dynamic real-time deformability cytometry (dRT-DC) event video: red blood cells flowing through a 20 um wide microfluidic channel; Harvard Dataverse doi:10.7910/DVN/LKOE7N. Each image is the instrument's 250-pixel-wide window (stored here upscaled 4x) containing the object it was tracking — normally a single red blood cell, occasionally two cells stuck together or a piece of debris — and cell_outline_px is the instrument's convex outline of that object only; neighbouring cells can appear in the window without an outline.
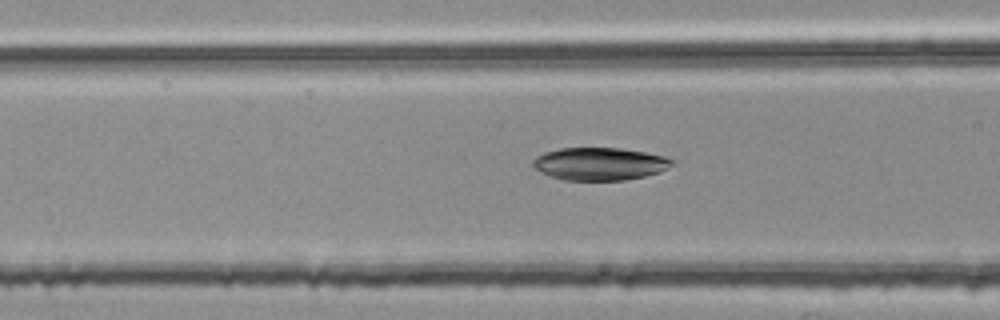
{"species": "common noctule bat (a hibernating species)", "species_latin": "Nyctalus noctula", "temperature_condition": "room temperature", "stored_images_in_passage": 44, "camera_frame_rate_fps": 3000, "um_per_image_px": 0.085, "animal": {"sex": "female", "body_mass_g": 25.1}, "frame": {"image": 1, "passage_image": 11, "time_ms": 3.333, "image_size_px": [1000, 320], "cell_outline_px": [[672, 164], [668, 168], [660, 172], [644, 176], [624, 180], [564, 180], [540, 172], [532, 164], [532, 160], [536, 156], [544, 152], [560, 148], [620, 148], [644, 152], [664, 156], [672, 160]], "centroid_in_image_um": [50.95, 13.92], "position_along_channel_um": 115.6, "area_um2": 26.36}}
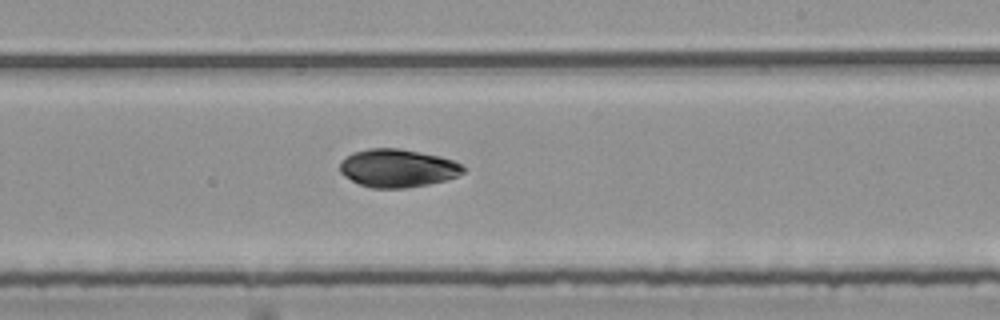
{"frame": {"image": 2, "passage_image": 22, "time_ms": 7.0, "image_size_px": [1000, 320], "cell_outline_px": [[464, 172], [456, 176], [444, 180], [428, 184], [404, 188], [372, 188], [360, 184], [344, 176], [340, 172], [340, 160], [344, 156], [352, 152], [368, 148], [400, 148], [440, 156], [452, 160], [460, 164], [464, 168]], "centroid_in_image_um": [33.75, 14.28], "position_along_channel_um": 255.3, "area_um2": 27.4}}
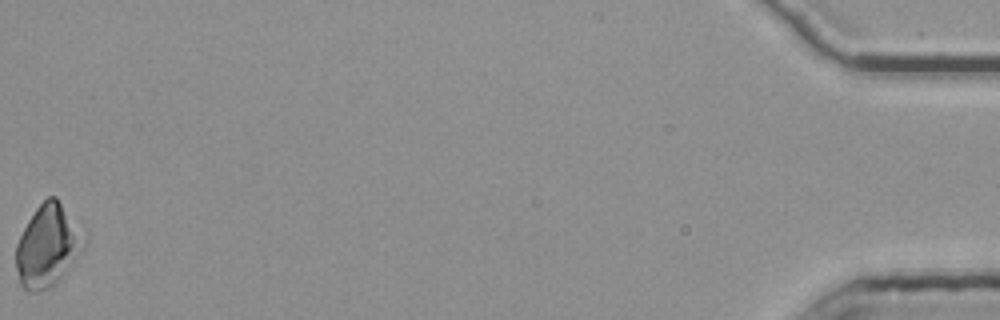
{"frame": {"image": 3, "passage_image": 44, "time_ms": 14.333, "image_size_px": [1000, 320], "cell_outline_px": [[88, 244], [56, 284], [52, 288], [40, 292], [28, 292], [20, 284], [16, 268], [16, 244], [28, 220], [36, 208], [48, 196], [56, 196], [88, 232]], "centroid_in_image_um": [4.13, 20.88], "position_along_channel_um": 431.1, "area_um2": 33.58}, "authors_computed_cell_mechanics": {"area_um2": 27.3972, "velocity_mm_per_s": 3.8016, "shape_relaxation_time_tau1_ms": 2.7537, "shape_relaxation_time_tau2_ms": null, "deformation_change_tau1": 0.1335, "deformation_change_tau2": null}}